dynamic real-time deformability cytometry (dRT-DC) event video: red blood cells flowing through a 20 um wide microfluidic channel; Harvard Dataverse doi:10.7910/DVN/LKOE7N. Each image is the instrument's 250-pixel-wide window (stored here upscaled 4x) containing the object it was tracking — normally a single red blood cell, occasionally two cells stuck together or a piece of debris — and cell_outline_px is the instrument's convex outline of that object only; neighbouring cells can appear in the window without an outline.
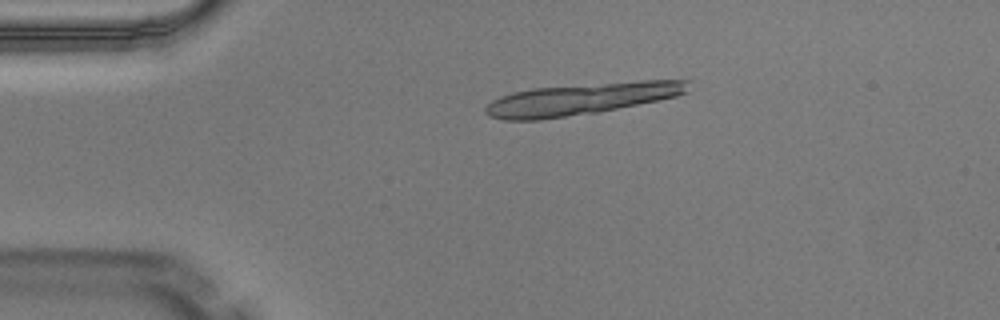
{"species": "Egyptian fruit bat (a non-hibernating species)", "species_latin": "Rousettus aegyptiacus", "temperature_condition": "warm", "stored_images_in_passage": 5, "camera_frame_rate_fps": 3000, "um_per_image_px": 0.085, "animal": {"sex": "male"}, "frame": {"image": 1, "passage_image": 5, "time_ms": 1.333, "image_size_px": [1000, 320], "cell_outline_px": [[692, 80], [688, 92], [676, 96], [596, 112], [540, 120], [504, 120], [488, 116], [484, 112], [484, 108], [492, 100], [500, 96], [512, 92], [532, 88], [640, 80]], "centroid_in_image_um": [49.37, 8.4], "position_along_channel_um": 35.6, "area_um2": 37.4}}